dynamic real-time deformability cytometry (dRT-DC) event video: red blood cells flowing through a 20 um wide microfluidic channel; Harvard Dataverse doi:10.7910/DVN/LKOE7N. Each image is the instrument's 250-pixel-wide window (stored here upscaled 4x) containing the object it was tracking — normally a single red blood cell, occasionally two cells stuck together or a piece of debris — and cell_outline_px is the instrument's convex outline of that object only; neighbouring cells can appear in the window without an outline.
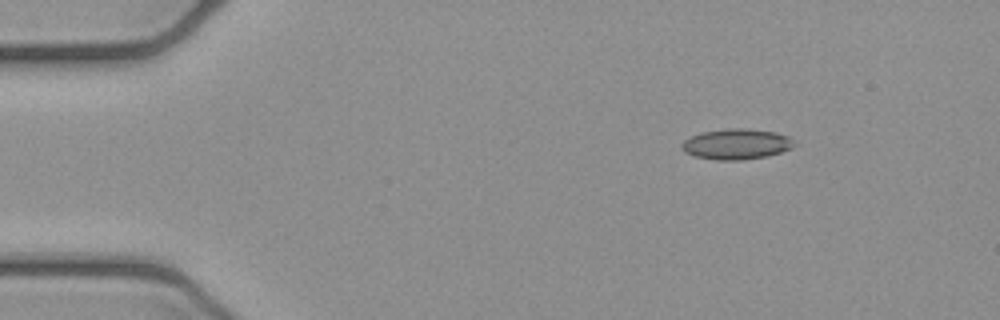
{"species": "common noctule bat (a hibernating species)", "species_latin": "Nyctalus noctula", "temperature_condition": "cold", "stored_images_in_passage": 6, "camera_frame_rate_fps": 3000, "um_per_image_px": 0.085, "animal": {"sex": "female", "body_mass_g": 21.9}, "frame": {"image": 1, "passage_image": 2, "time_ms": 0.333, "image_size_px": [1000, 320], "cell_outline_px": [[796, 144], [792, 148], [768, 156], [740, 160], [716, 160], [692, 156], [684, 152], [680, 144], [684, 140], [700, 132], [728, 128], [748, 128], [776, 132], [788, 136]], "centroid_in_image_um": [62.58, 12.24], "position_along_channel_um": 22.4, "area_um2": 20.23}}
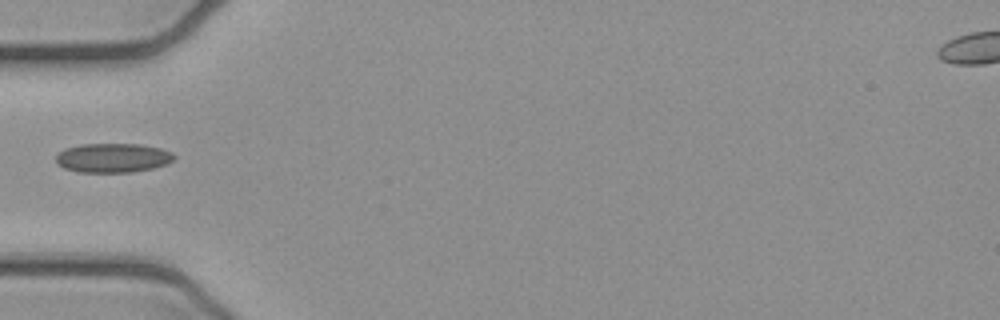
{"frame": {"image": 2, "passage_image": 5, "time_ms": 1.333, "image_size_px": [1000, 320], "cell_outline_px": [[176, 156], [172, 160], [164, 164], [152, 168], [132, 172], [76, 172], [64, 168], [56, 164], [56, 156], [64, 148], [80, 144], [140, 144], [160, 148], [172, 152]], "centroid_in_image_um": [9.55, 13.41], "position_along_channel_um": 75.4, "area_um2": 20.17}}
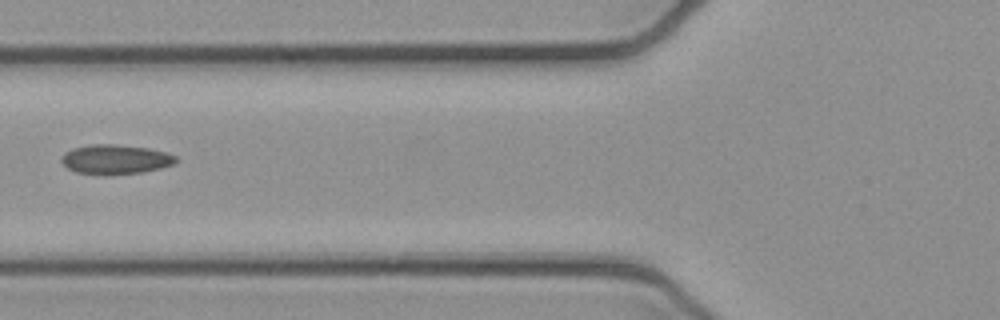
{"frame": {"image": 3, "passage_image": 6, "time_ms": 1.667, "image_size_px": [1000, 320], "cell_outline_px": [[180, 160], [176, 164], [160, 168], [140, 172], [108, 176], [104, 176], [76, 172], [68, 168], [60, 160], [64, 152], [72, 148], [88, 144], [116, 144], [148, 148], [164, 152], [176, 156]], "centroid_in_image_um": [9.8, 13.55], "position_along_channel_um": 116.0, "area_um2": 20.06}}